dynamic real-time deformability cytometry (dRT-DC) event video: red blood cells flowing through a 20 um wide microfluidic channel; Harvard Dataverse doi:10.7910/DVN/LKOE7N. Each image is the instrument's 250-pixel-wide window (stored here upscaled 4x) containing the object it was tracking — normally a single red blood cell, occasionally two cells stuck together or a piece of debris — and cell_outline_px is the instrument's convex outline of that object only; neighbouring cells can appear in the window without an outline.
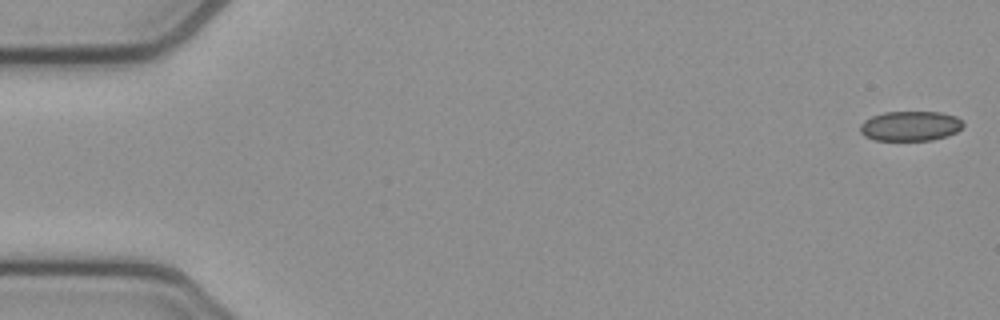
{"species": "common noctule bat (a hibernating species)", "species_latin": "Nyctalus noctula", "temperature_condition": "cold", "stored_images_in_passage": 52, "camera_frame_rate_fps": 3000, "um_per_image_px": 0.085, "animal": {"sex": "female", "body_mass_g": 21.9}, "frame": {"image": 1, "passage_image": 1, "time_ms": 0.0, "image_size_px": [1000, 320], "cell_outline_px": [[964, 124], [956, 132], [948, 136], [932, 140], [872, 140], [864, 136], [860, 132], [860, 124], [864, 120], [872, 116], [884, 112], [940, 112], [956, 116]], "centroid_in_image_um": [77.35, 10.71], "position_along_channel_um": 7.7, "area_um2": 17.98}}
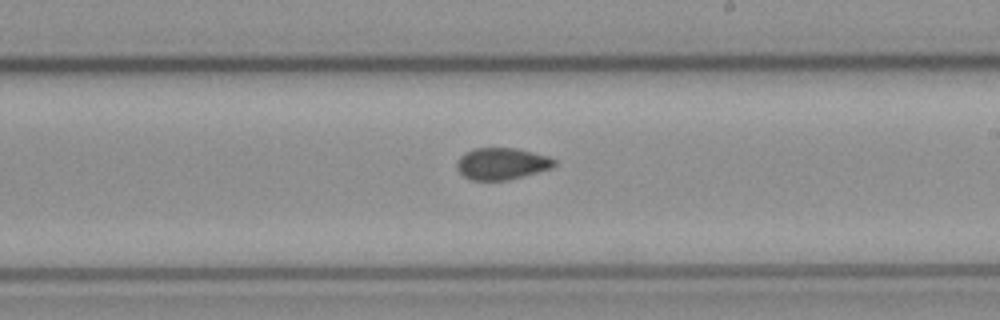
{"frame": {"image": 2, "passage_image": 30, "time_ms": 9.667, "image_size_px": [1000, 320], "cell_outline_px": [[556, 164], [552, 168], [508, 180], [472, 180], [464, 176], [456, 168], [456, 160], [464, 152], [472, 148], [516, 148], [548, 156], [556, 160]], "centroid_in_image_um": [42.62, 13.9], "position_along_channel_um": 246.4, "area_um2": 18.15}}
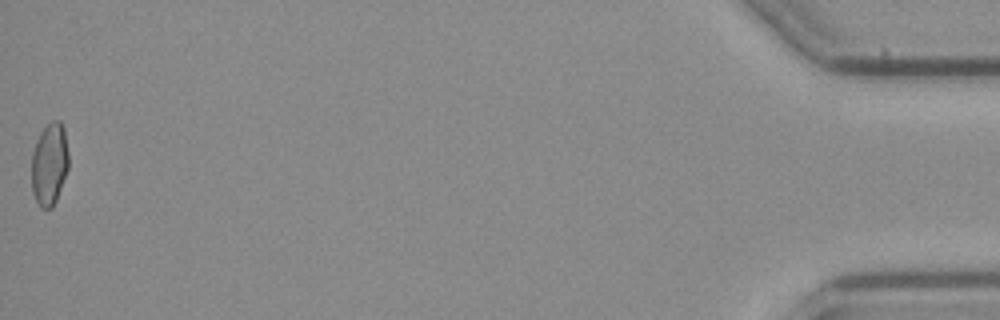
{"frame": {"image": 3, "passage_image": 52, "time_ms": 17.0, "image_size_px": [1000, 320], "cell_outline_px": [[68, 168], [56, 200], [52, 208], [40, 208], [32, 192], [32, 152], [36, 140], [40, 132], [52, 120], [60, 120], [64, 128], [68, 152]], "centroid_in_image_um": [4.2, 13.93], "position_along_channel_um": 431.0, "area_um2": 17.8}, "authors_computed_cell_mechanics": {"area_um2": 18.2648, "velocity_mm_per_s": 3.9334, "shape_relaxation_time_tau1_ms": null, "shape_relaxation_time_tau2_ms": 2.0447, "deformation_change_tau1": null, "deformation_change_tau2": 0.0643}}